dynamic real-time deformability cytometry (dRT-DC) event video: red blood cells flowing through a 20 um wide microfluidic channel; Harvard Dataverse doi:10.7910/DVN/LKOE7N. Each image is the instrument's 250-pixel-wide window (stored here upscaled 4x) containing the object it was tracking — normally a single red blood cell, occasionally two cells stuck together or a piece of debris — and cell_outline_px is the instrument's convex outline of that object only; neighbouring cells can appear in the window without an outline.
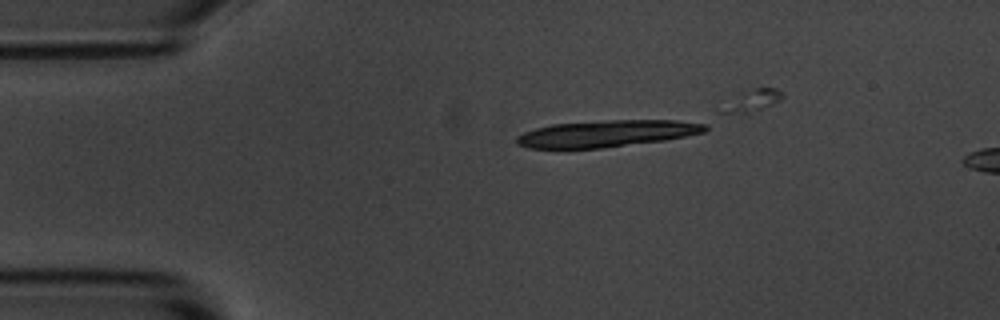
{"species": "common noctule bat (a hibernating species)", "species_latin": "Nyctalus noctula", "temperature_condition": "room temperature", "stored_images_in_passage": 5, "segment_of_instrument_passage": [1, 2], "camera_frame_rate_fps": 3000, "um_per_image_px": 0.085, "animal": {"sex": "male", "body_mass_g": 20.1, "forearm_length_mm": 53.5}, "frame": {"image": 1, "passage_image": 3, "time_ms": 2.333, "image_size_px": [1000, 320], "cell_outline_px": [[708, 128], [704, 132], [664, 140], [600, 148], [528, 148], [516, 144], [516, 136], [524, 132], [536, 128], [552, 124], [604, 120], [676, 120], [708, 124]], "centroid_in_image_um": [51.55, 11.34], "position_along_channel_um": 33.4, "area_um2": 29.25}}